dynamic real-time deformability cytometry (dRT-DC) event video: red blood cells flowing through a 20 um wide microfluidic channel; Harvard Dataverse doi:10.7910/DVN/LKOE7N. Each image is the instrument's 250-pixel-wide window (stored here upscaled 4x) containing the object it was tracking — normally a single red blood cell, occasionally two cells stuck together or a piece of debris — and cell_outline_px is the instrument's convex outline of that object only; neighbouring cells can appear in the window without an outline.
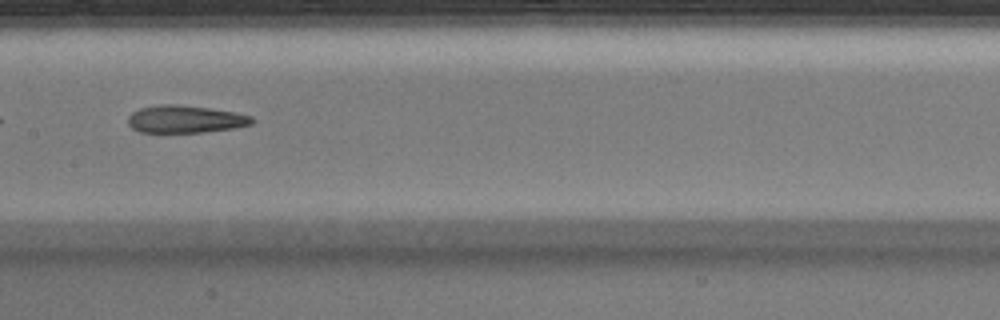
{"species": "Egyptian fruit bat (a non-hibernating species)", "species_latin": "Rousettus aegyptiacus", "temperature_condition": "warm", "stored_images_in_passage": 35, "camera_frame_rate_fps": 3000, "um_per_image_px": 0.085, "animal": {"sex": "male"}, "frame": {"image": 1, "passage_image": 11, "time_ms": 3.333, "image_size_px": [1000, 320], "cell_outline_px": [[256, 120], [252, 124], [232, 128], [204, 132], [140, 132], [132, 128], [128, 124], [128, 116], [132, 112], [140, 108], [160, 104], [180, 104], [236, 112], [252, 116]], "centroid_in_image_um": [15.75, 10.12], "position_along_channel_um": 191.6, "area_um2": 19.94}}